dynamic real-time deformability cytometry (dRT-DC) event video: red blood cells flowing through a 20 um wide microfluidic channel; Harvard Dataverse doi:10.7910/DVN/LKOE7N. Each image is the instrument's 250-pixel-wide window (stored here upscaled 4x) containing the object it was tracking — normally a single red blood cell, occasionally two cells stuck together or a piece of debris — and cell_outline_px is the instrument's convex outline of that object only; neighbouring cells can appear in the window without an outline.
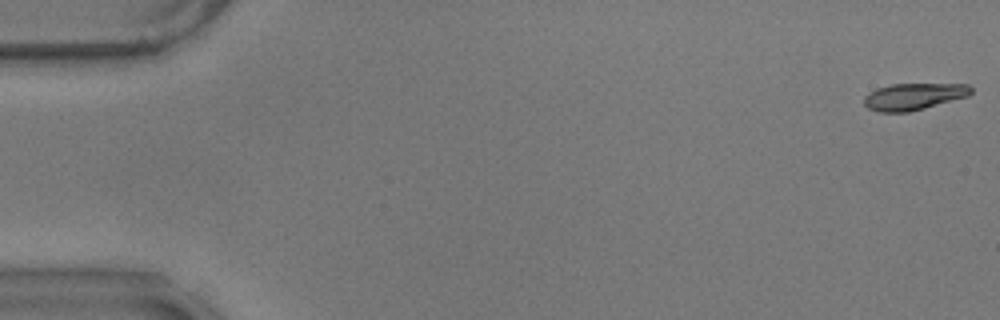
{"species": "common noctule bat (a hibernating species)", "species_latin": "Nyctalus noctula", "temperature_condition": "warm", "stored_images_in_passage": 58, "camera_frame_rate_fps": 3000, "um_per_image_px": 0.085, "animal": {"sex": "male", "body_mass_g": 17.9}, "frame": {"image": 1, "passage_image": 1, "time_ms": 0.0, "image_size_px": [1000, 320], "cell_outline_px": [[972, 92], [968, 96], [924, 108], [908, 112], [880, 112], [868, 108], [864, 104], [864, 96], [876, 88], [892, 84], [968, 84], [972, 88]], "centroid_in_image_um": [77.65, 8.2], "position_along_channel_um": 7.3, "area_um2": 16.59}}
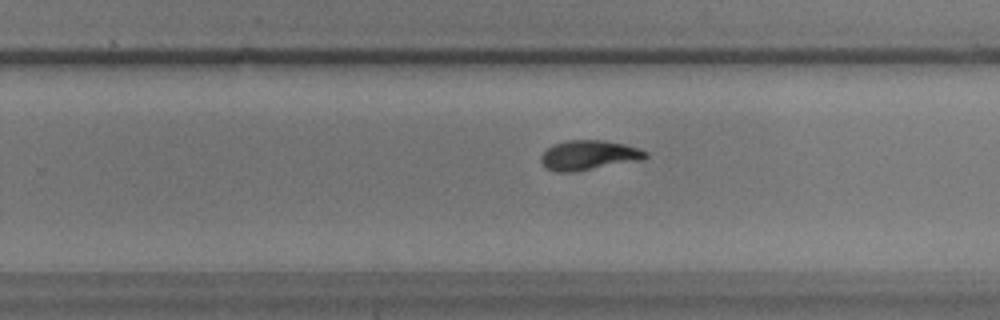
{"frame": {"image": 2, "passage_image": 37, "time_ms": 12.0, "image_size_px": [1000, 320], "cell_outline_px": [[648, 156], [644, 160], [572, 172], [556, 172], [544, 168], [540, 160], [540, 156], [552, 144], [564, 140], [604, 140], [624, 144], [640, 148], [648, 152]], "centroid_in_image_um": [50.05, 13.19], "position_along_channel_um": 279.8, "area_um2": 18.44}}
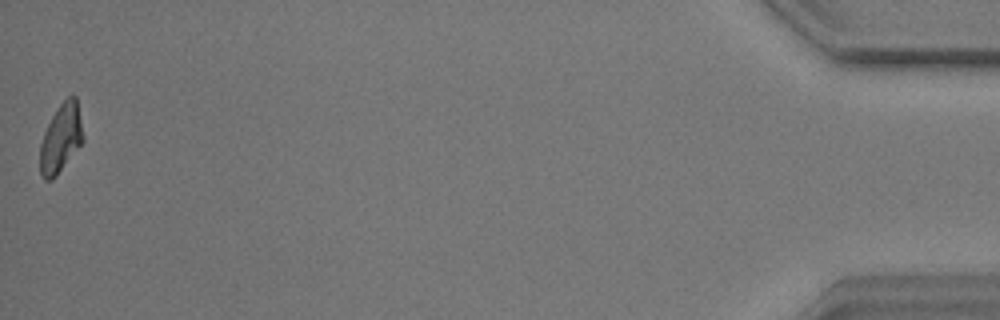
{"frame": {"image": 3, "passage_image": 58, "time_ms": 19.0, "image_size_px": [1000, 320], "cell_outline_px": [[84, 140], [56, 176], [52, 180], [44, 180], [40, 172], [40, 144], [44, 132], [52, 116], [60, 104], [68, 96], [76, 96], [84, 136]], "centroid_in_image_um": [5.17, 11.76], "position_along_channel_um": 430.0, "area_um2": 17.05}, "authors_computed_cell_mechanics": {"area_um2": 17.6868, "velocity_mm_per_s": 3.49, "shape_relaxation_time_tau1_ms": 8.496, "shape_relaxation_time_tau2_ms": 2.7214, "deformation_change_tau1": 0.2233, "deformation_change_tau2": 0.0672}}